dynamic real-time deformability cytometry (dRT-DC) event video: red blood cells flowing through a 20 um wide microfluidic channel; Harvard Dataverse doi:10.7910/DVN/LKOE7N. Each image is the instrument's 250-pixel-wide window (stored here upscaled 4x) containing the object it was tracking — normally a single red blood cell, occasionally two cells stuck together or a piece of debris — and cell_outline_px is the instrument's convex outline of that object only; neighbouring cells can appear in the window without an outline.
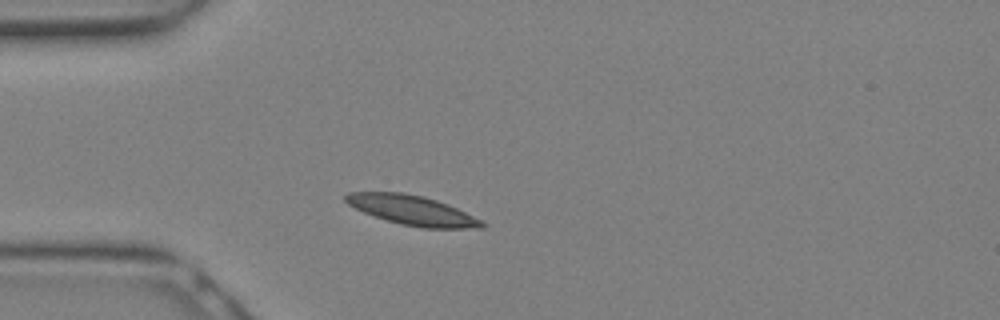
{"species": "Egyptian fruit bat (a non-hibernating species)", "species_latin": "Rousettus aegyptiacus", "temperature_condition": "warm", "stored_images_in_passage": 23, "camera_frame_rate_fps": 3000, "um_per_image_px": 0.085, "animal": {"sex": "female"}, "frame": {"image": 1, "passage_image": 1, "time_ms": 0.0, "image_size_px": [1000, 320], "cell_outline_px": [[488, 224], [484, 228], [424, 228], [400, 224], [364, 212], [348, 204], [344, 200], [344, 196], [348, 192], [404, 192], [424, 196], [448, 204]], "centroid_in_image_um": [35.04, 17.86], "position_along_channel_um": 50.0, "area_um2": 23.29}}
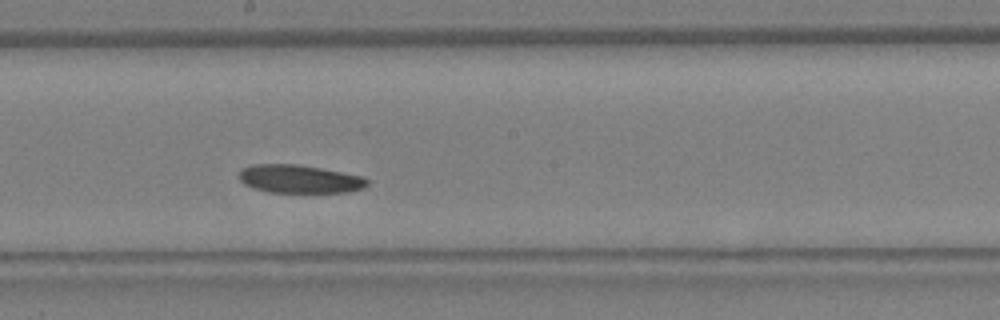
{"frame": {"image": 2, "passage_image": 9, "time_ms": 2.667, "image_size_px": [1000, 320], "cell_outline_px": [[368, 184], [364, 188], [348, 192], [268, 192], [252, 188], [244, 184], [240, 180], [240, 172], [244, 168], [252, 164], [296, 164], [320, 168], [364, 176], [368, 180]], "centroid_in_image_um": [25.47, 15.22], "position_along_channel_um": 222.7, "area_um2": 21.04}}
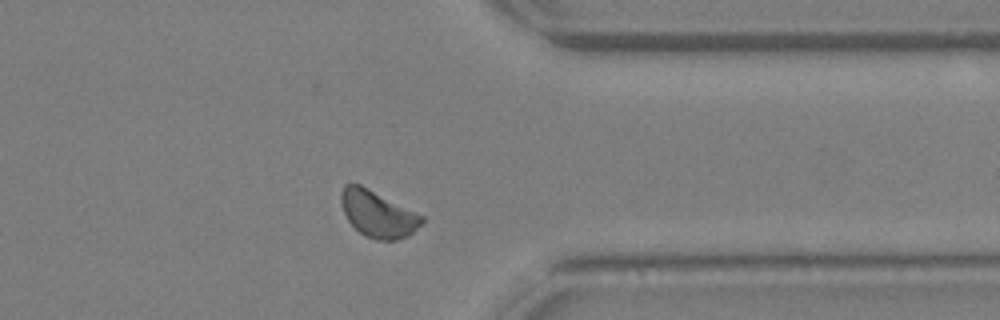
{"frame": {"image": 3, "passage_image": 16, "time_ms": 5.0, "image_size_px": [1000, 320], "cell_outline_px": [[424, 220], [408, 236], [396, 240], [376, 240], [364, 236], [348, 220], [344, 212], [340, 200], [340, 192], [344, 184], [360, 184], [424, 216]], "centroid_in_image_um": [32.09, 18.18], "position_along_channel_um": 379.3, "area_um2": 21.68}}